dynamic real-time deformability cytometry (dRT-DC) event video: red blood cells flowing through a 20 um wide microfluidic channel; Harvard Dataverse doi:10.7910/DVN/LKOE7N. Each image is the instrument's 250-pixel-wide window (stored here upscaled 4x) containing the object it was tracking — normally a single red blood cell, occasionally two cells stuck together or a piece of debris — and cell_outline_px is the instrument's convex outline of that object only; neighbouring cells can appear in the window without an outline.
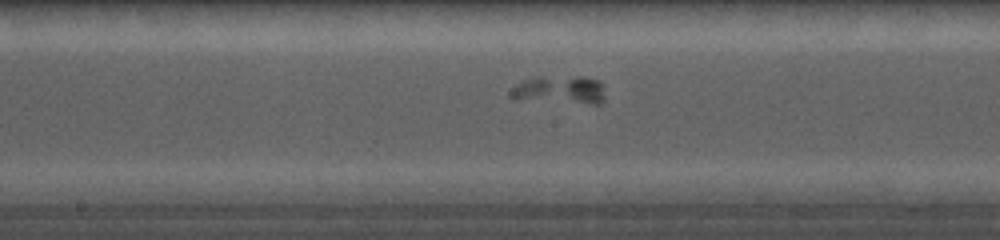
{"species": "common noctule bat (a hibernating species)", "species_latin": "Nyctalus noctula", "temperature_condition": "cold", "stored_images_in_passage": 51, "camera_frame_rate_fps": 5000, "um_per_image_px": 0.085, "animal": {"sex": "female", "body_mass_g": 19.0, "forearm_length_mm": 56.7}, "frame": {"image": 1, "passage_image": 25, "time_ms": 6.0, "image_size_px": [1000, 240], "cell_outline_px": [[604, 100], [600, 104], [592, 104], [512, 100], [508, 96], [508, 92], [516, 84], [532, 76], [584, 76], [600, 80], [604, 84]], "centroid_in_image_um": [47.55, 7.64], "position_along_channel_um": 200.7, "area_um2": 16.47}}
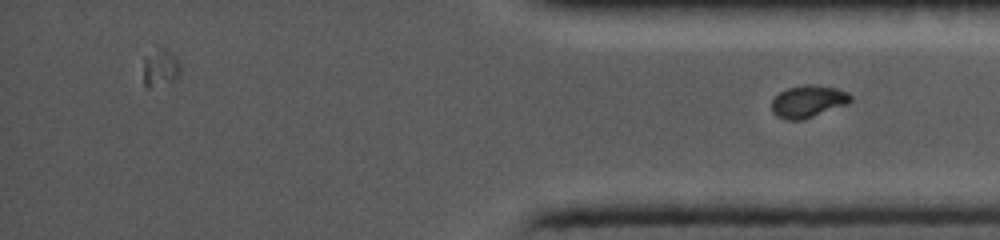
{"frame": {"image": 2, "passage_image": 51, "time_ms": 12.6, "image_size_px": [1000, 240], "cell_outline_px": [[852, 100], [848, 104], [804, 120], [784, 120], [776, 116], [772, 112], [772, 100], [780, 92], [788, 88], [804, 84], [816, 84], [836, 88], [848, 92], [852, 96]], "centroid_in_image_um": [68.7, 8.63], "position_along_channel_um": 366.5, "area_um2": 15.09}}